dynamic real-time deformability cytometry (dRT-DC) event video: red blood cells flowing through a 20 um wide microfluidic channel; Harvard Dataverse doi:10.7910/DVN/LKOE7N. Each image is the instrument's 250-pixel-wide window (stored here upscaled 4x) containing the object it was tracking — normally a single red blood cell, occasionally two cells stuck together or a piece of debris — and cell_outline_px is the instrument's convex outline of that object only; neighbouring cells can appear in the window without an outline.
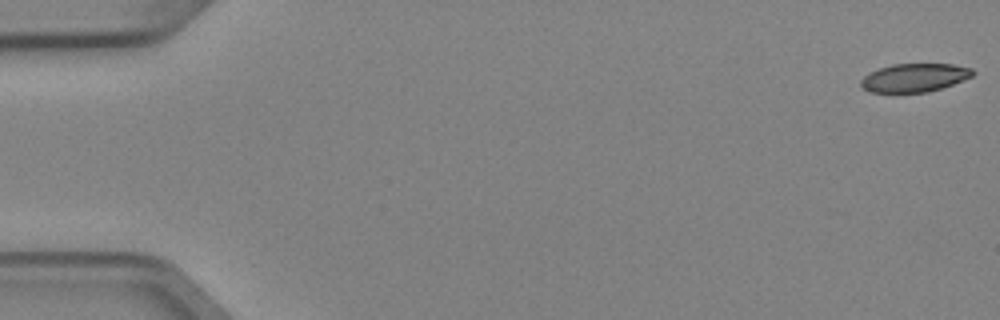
{"species": "Egyptian fruit bat (a non-hibernating species)", "species_latin": "Rousettus aegyptiacus", "temperature_condition": "cold", "stored_images_in_passage": 5, "camera_frame_rate_fps": 3000, "um_per_image_px": 0.085, "animal": {"sex": "female"}, "frame": {"image": 1, "passage_image": 1, "time_ms": 0.0, "image_size_px": [1000, 320], "cell_outline_px": [[976, 72], [972, 76], [952, 84], [928, 92], [872, 92], [864, 88], [860, 84], [860, 80], [868, 72], [892, 64], [952, 64], [972, 68]], "centroid_in_image_um": [77.72, 6.59], "position_along_channel_um": 7.3, "area_um2": 18.38}}
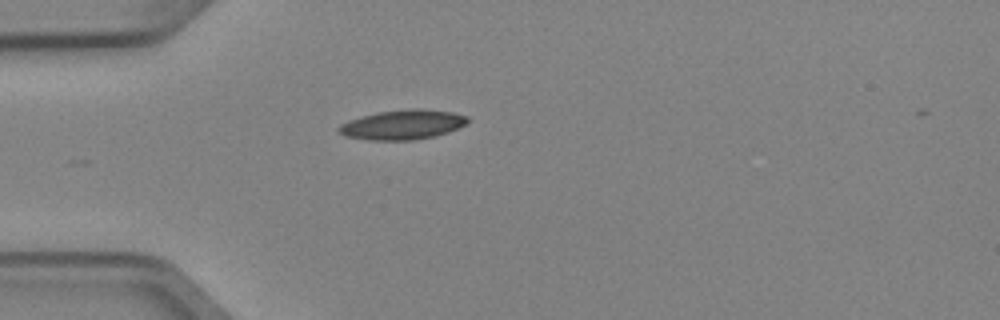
{"frame": {"image": 2, "passage_image": 5, "time_ms": 1.333, "image_size_px": [1000, 320], "cell_outline_px": [[468, 120], [464, 124], [448, 132], [436, 136], [412, 140], [368, 140], [344, 136], [336, 128], [340, 124], [348, 120], [376, 112], [408, 108], [420, 108], [452, 112], [468, 116]], "centroid_in_image_um": [34.18, 10.59], "position_along_channel_um": 50.8, "area_um2": 22.37}}